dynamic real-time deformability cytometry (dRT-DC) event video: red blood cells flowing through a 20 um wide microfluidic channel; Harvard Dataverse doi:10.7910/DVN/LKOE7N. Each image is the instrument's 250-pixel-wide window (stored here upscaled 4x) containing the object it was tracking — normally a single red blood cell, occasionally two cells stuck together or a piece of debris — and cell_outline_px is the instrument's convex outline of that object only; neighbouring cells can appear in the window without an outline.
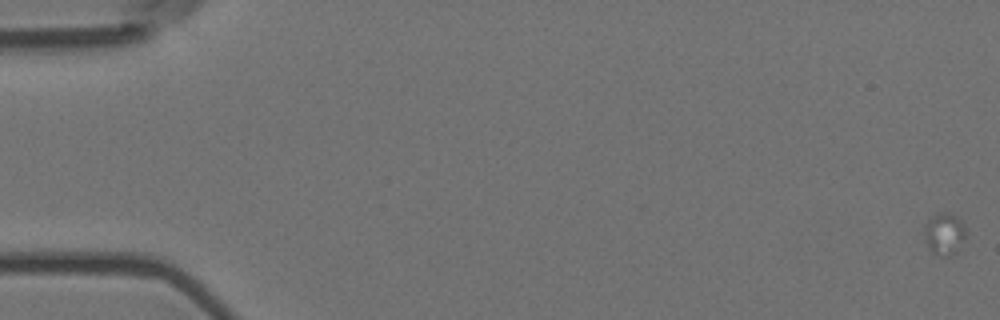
{"species": "Egyptian fruit bat (a non-hibernating species)", "species_latin": "Rousettus aegyptiacus", "temperature_condition": "room temperature", "stored_images_in_passage": 9, "camera_frame_rate_fps": 3000, "um_per_image_px": 0.085, "animal": {"sex": "female"}, "frame": {"image": 1, "passage_image": 1, "time_ms": 0.0, "image_size_px": [1000, 320], "cell_outline_px": [[968, 236], [956, 252], [952, 256], [944, 256], [932, 252], [928, 248], [924, 236], [924, 232], [928, 220], [932, 216], [940, 212], [948, 212], [956, 216], [960, 220], [968, 232]], "centroid_in_image_um": [80.32, 19.88], "position_along_channel_um": 4.7, "area_um2": 10.35}}
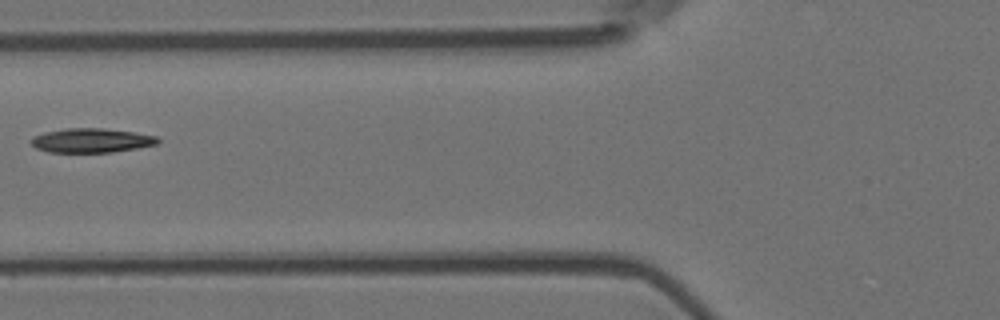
{"frame": {"image": 2, "passage_image": 8, "time_ms": 2.333, "image_size_px": [1000, 320], "cell_outline_px": [[160, 140], [156, 144], [136, 148], [112, 152], [48, 152], [36, 148], [32, 144], [32, 136], [44, 132], [68, 128], [104, 128], [132, 132], [156, 136]], "centroid_in_image_um": [7.74, 11.93], "position_along_channel_um": 118.1, "area_um2": 17.74}}
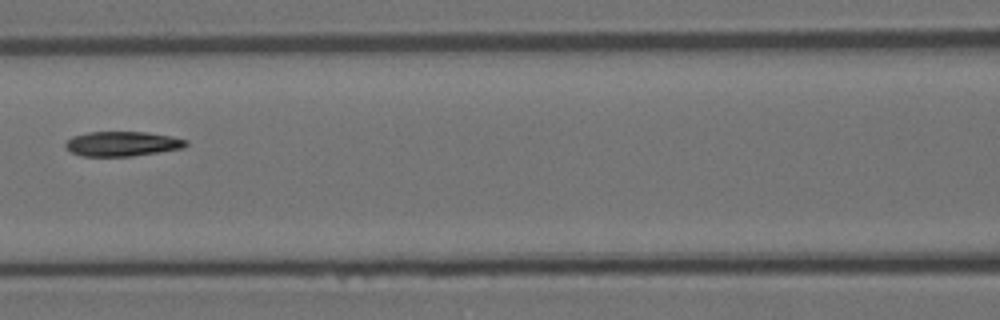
{"frame": {"image": 3, "passage_image": 9, "time_ms": 2.667, "image_size_px": [1000, 320], "cell_outline_px": [[188, 144], [184, 148], [132, 156], [80, 156], [64, 148], [64, 144], [72, 136], [88, 132], [144, 132], [172, 136], [188, 140]], "centroid_in_image_um": [10.38, 12.22], "position_along_channel_um": 156.2, "area_um2": 17.46}}